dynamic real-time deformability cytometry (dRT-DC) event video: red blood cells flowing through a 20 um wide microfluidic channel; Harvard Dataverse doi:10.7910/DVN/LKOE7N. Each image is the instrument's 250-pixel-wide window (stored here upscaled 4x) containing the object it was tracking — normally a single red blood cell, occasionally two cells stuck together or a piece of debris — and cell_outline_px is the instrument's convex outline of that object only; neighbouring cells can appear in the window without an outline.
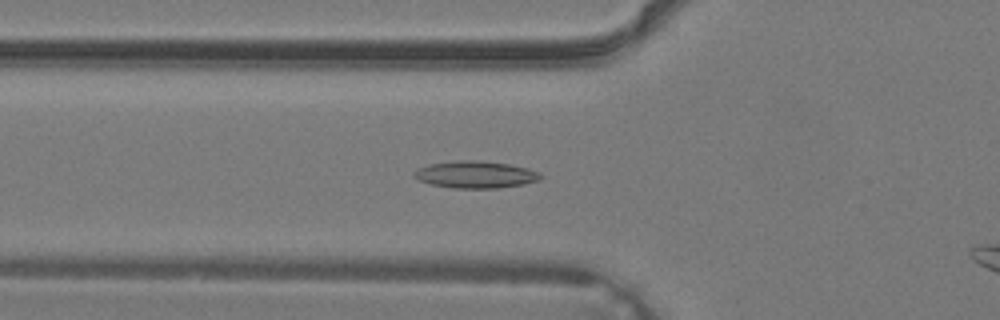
{"species": "common noctule bat (a hibernating species)", "species_latin": "Nyctalus noctula", "temperature_condition": "warm", "stored_images_in_passage": 35, "camera_frame_rate_fps": 3000, "um_per_image_px": 0.085, "animal": {"sex": "male", "body_mass_g": 19.2, "forearm_length_mm": 51.8}, "frame": {"image": 1, "passage_image": 14, "time_ms": 4.333, "image_size_px": [1000, 320], "cell_outline_px": [[544, 176], [540, 180], [524, 184], [500, 188], [452, 188], [432, 184], [416, 180], [412, 176], [412, 172], [416, 168], [428, 164], [460, 160], [480, 160], [508, 164], [528, 168], [540, 172]], "centroid_in_image_um": [40.4, 14.84], "position_along_channel_um": 85.4, "area_um2": 20.29}}
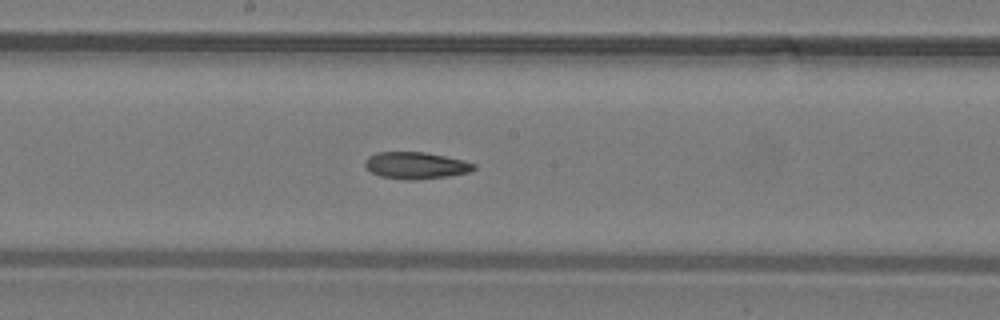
{"frame": {"image": 2, "passage_image": 21, "time_ms": 6.667, "image_size_px": [1000, 320], "cell_outline_px": [[476, 168], [468, 172], [448, 176], [380, 176], [372, 172], [364, 164], [364, 160], [368, 156], [376, 152], [424, 152], [464, 160], [476, 164]], "centroid_in_image_um": [35.35, 13.99], "position_along_channel_um": 212.8, "area_um2": 15.9}}
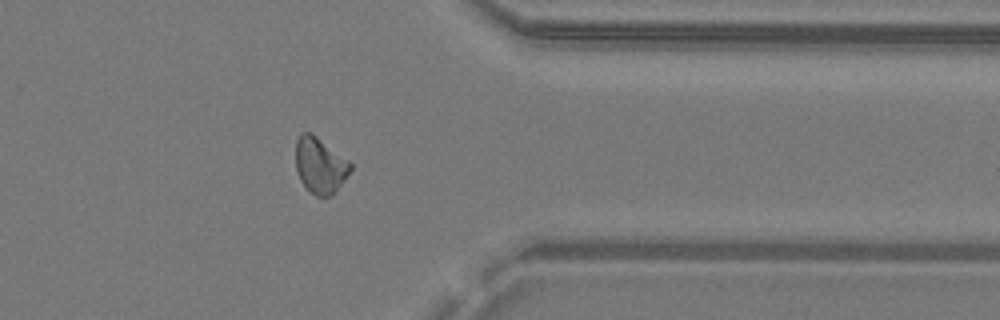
{"frame": {"image": 3, "passage_image": 31, "time_ms": 10.0, "image_size_px": [1000, 320], "cell_outline_px": [[352, 168], [344, 180], [332, 196], [316, 196], [300, 180], [296, 168], [296, 140], [300, 132], [308, 132], [316, 136], [348, 160], [352, 164]], "centroid_in_image_um": [27.2, 14.05], "position_along_channel_um": 384.2, "area_um2": 17.57}}